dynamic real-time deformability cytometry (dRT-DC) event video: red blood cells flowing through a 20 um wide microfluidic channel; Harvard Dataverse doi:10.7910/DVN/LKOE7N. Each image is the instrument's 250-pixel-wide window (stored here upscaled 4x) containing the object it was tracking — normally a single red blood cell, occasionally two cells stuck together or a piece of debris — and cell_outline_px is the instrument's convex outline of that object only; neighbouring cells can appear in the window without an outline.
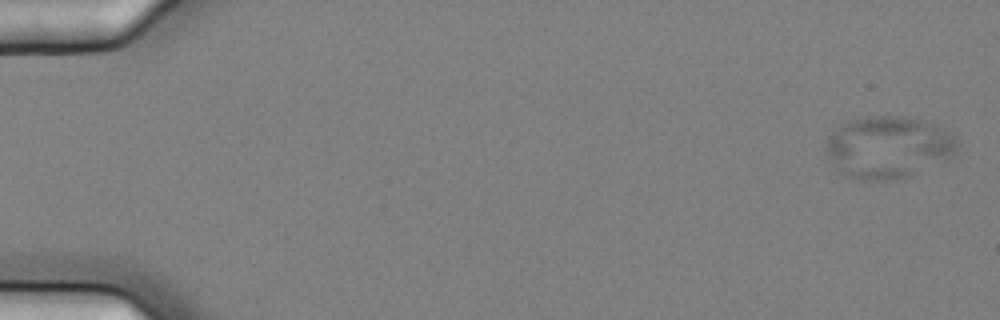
{"species": "common noctule bat (a hibernating species)", "species_latin": "Nyctalus noctula", "temperature_condition": "cold", "stored_images_in_passage": 6, "segment_of_instrument_passage": [1, 2], "camera_frame_rate_fps": 3000, "um_per_image_px": 0.085, "animal": {"sex": "female", "body_mass_g": 25.1}, "frame": {"image": 1, "passage_image": 1, "time_ms": 0.0, "image_size_px": [1000, 320], "cell_outline_px": [[956, 152], [952, 156], [904, 180], [860, 180], [840, 176], [828, 156], [824, 148], [828, 136], [840, 124], [852, 120], [868, 116], [904, 116], [932, 120], [952, 132], [956, 136]], "centroid_in_image_um": [75.51, 12.51], "position_along_channel_um": 9.5, "area_um2": 48.73}}
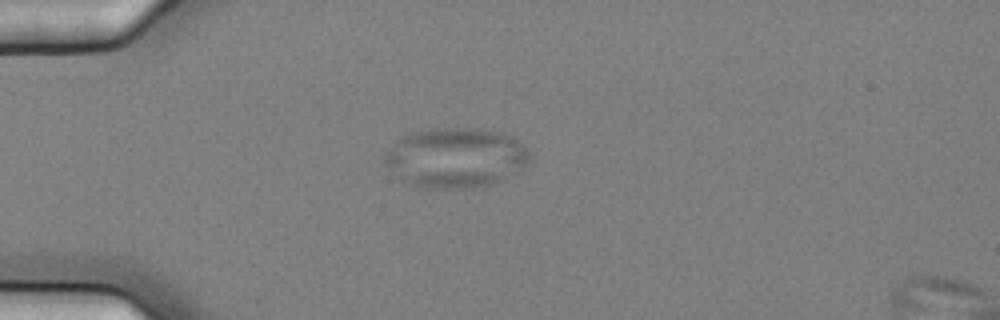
{"frame": {"image": 2, "passage_image": 5, "time_ms": 1.333, "image_size_px": [1000, 320], "cell_outline_px": [[532, 156], [528, 168], [496, 184], [468, 188], [428, 188], [412, 184], [396, 176], [384, 164], [384, 152], [400, 136], [412, 132], [436, 128], [476, 128], [504, 132], [512, 136], [524, 144], [528, 148]], "centroid_in_image_um": [38.81, 13.4], "position_along_channel_um": 46.2, "area_um2": 51.79}}